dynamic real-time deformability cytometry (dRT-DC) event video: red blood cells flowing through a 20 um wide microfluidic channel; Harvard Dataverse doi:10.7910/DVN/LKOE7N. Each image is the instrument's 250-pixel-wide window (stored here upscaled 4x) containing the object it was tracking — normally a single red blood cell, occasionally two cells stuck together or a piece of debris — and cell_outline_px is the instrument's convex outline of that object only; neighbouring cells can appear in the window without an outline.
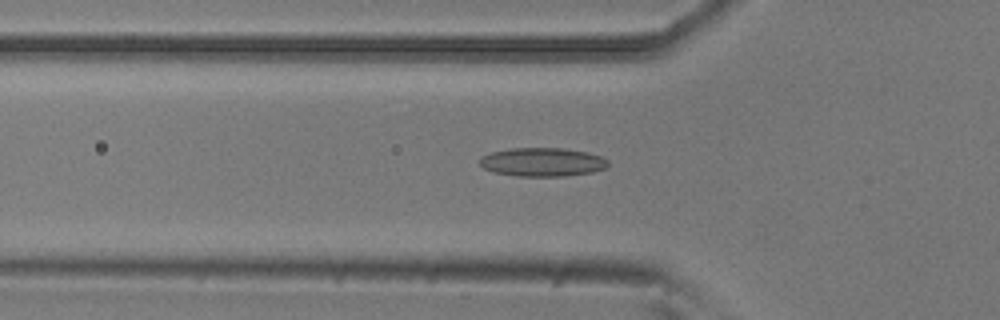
{"species": "common noctule bat (a hibernating species)", "species_latin": "Nyctalus noctula", "temperature_condition": "room temperature", "stored_images_in_passage": 50, "camera_frame_rate_fps": 3000, "um_per_image_px": 0.085, "animal": {"sex": "male", "body_mass_g": 20.5, "forearm_length_mm": 52.5}, "frame": {"image": 1, "passage_image": 15, "time_ms": 4.667, "image_size_px": [1000, 320], "cell_outline_px": [[608, 164], [604, 168], [592, 172], [564, 176], [516, 176], [492, 172], [484, 168], [480, 164], [480, 156], [492, 152], [512, 148], [560, 148], [588, 152], [600, 156], [608, 160]], "centroid_in_image_um": [46.08, 13.77], "position_along_channel_um": 79.7, "area_um2": 21.39}}
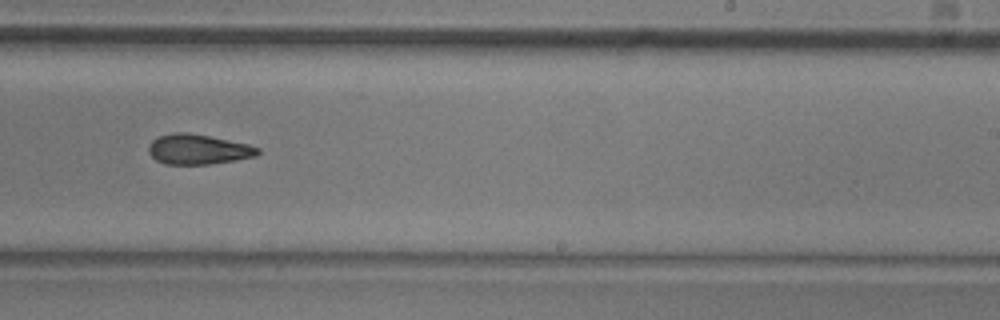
{"frame": {"image": 2, "passage_image": 30, "time_ms": 9.667, "image_size_px": [1000, 320], "cell_outline_px": [[260, 152], [256, 156], [236, 160], [208, 164], [164, 164], [156, 160], [148, 152], [148, 144], [156, 136], [172, 132], [188, 132], [248, 144], [260, 148]], "centroid_in_image_um": [16.8, 12.68], "position_along_channel_um": 272.2, "area_um2": 19.25}}
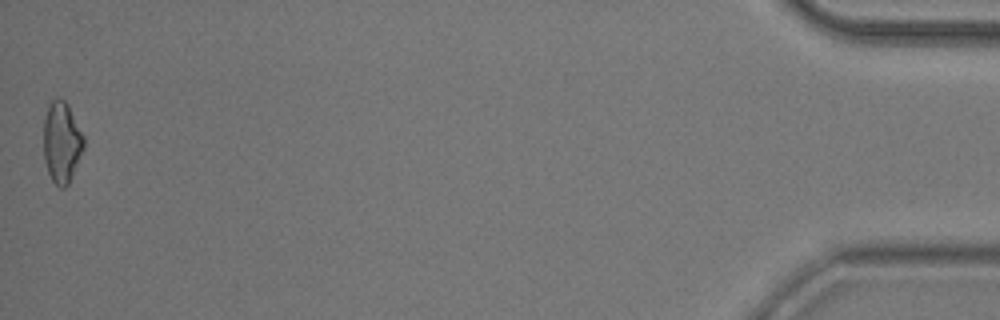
{"frame": {"image": 3, "passage_image": 50, "time_ms": 16.333, "image_size_px": [1000, 320], "cell_outline_px": [[84, 148], [72, 176], [68, 184], [64, 188], [60, 188], [52, 180], [48, 172], [44, 160], [44, 120], [48, 104], [52, 100], [64, 100], [68, 104], [84, 136]], "centroid_in_image_um": [5.25, 12.1], "position_along_channel_um": 430.0, "area_um2": 18.9}, "authors_computed_cell_mechanics": {"area_um2": 19.4208, "velocity_mm_per_s": 3.8235, "shape_relaxation_time_tau1_ms": null, "shape_relaxation_time_tau2_ms": 2.9458, "deformation_change_tau1": null, "deformation_change_tau2": 0.1119}}